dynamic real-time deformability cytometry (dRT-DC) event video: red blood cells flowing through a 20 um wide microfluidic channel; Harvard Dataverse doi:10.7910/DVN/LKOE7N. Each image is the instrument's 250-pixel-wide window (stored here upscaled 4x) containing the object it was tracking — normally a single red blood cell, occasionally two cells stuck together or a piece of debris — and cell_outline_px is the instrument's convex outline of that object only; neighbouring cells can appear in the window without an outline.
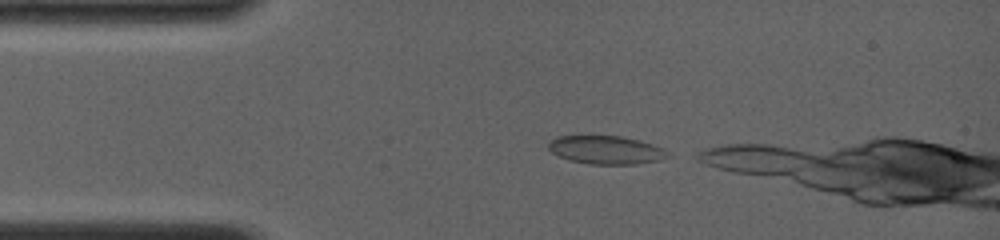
{"species": "common noctule bat (a hibernating species)", "species_latin": "Nyctalus noctula", "temperature_condition": "room temperature", "stored_images_in_passage": 7, "camera_frame_rate_fps": 4000, "um_per_image_px": 0.085, "animal": {"sex": "female", "body_mass_g": 19.0, "forearm_length_mm": 56.7}, "frame": {"image": 1, "passage_image": 2, "time_ms": 0.25, "image_size_px": [1000, 240], "cell_outline_px": [[668, 156], [660, 160], [636, 164], [588, 164], [568, 160], [552, 152], [548, 148], [548, 144], [556, 136], [620, 136], [640, 140], [664, 148], [668, 152]], "centroid_in_image_um": [51.52, 12.75], "position_along_channel_um": 33.5, "area_um2": 19.65}}